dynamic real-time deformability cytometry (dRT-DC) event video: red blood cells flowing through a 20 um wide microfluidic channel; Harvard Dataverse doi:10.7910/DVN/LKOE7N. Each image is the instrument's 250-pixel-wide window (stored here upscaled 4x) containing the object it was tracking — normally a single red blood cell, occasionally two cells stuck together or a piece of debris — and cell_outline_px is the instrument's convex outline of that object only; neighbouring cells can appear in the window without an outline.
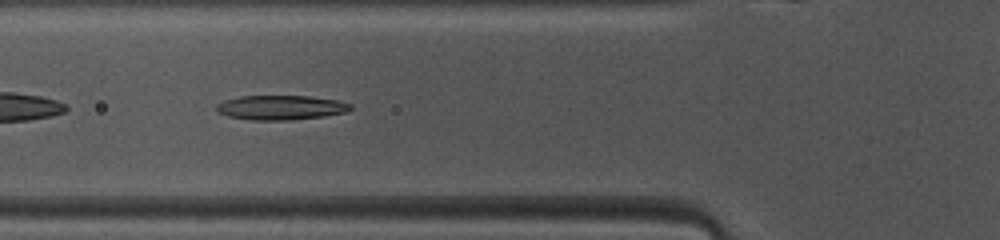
{"species": "common noctule bat (a hibernating species)", "species_latin": "Nyctalus noctula", "temperature_condition": "warm", "stored_images_in_passage": 45, "camera_frame_rate_fps": 3000, "um_per_image_px": 0.085, "animal": {"sex": "female", "body_mass_g": 10.0, "forearm_length_mm": 53.1}, "frame": {"image": 1, "passage_image": 14, "time_ms": 4.333, "image_size_px": [1000, 240], "cell_outline_px": [[352, 108], [348, 112], [324, 116], [288, 120], [252, 120], [228, 116], [216, 112], [216, 104], [224, 100], [240, 96], [308, 96], [340, 100], [352, 104]], "centroid_in_image_um": [23.88, 9.14], "position_along_channel_um": 101.9, "area_um2": 19.31}}
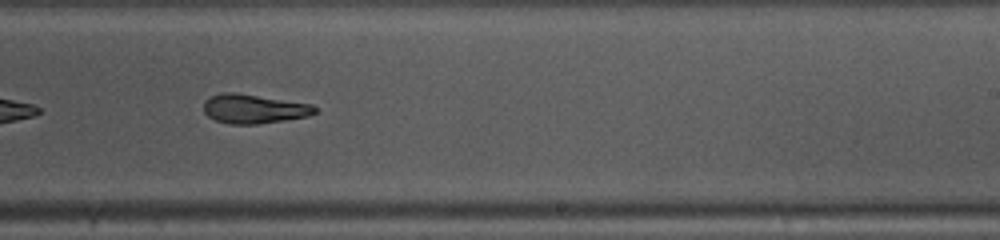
{"frame": {"image": 2, "passage_image": 26, "time_ms": 8.333, "image_size_px": [1000, 240], "cell_outline_px": [[316, 112], [308, 116], [284, 120], [256, 124], [228, 124], [216, 120], [208, 116], [204, 112], [204, 100], [212, 96], [224, 92], [232, 92], [312, 104], [316, 108]], "centroid_in_image_um": [21.56, 9.25], "position_along_channel_um": 267.4, "area_um2": 18.67}}
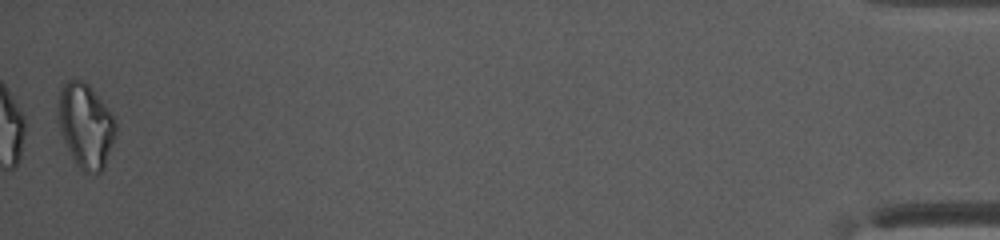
{"frame": {"image": 3, "passage_image": 45, "time_ms": 14.667, "image_size_px": [1000, 240], "cell_outline_px": [[116, 132], [104, 168], [100, 172], [84, 172], [76, 164], [60, 132], [56, 112], [60, 88], [68, 80], [84, 80], [92, 88], [116, 116]], "centroid_in_image_um": [7.28, 10.63], "position_along_channel_um": 427.9, "area_um2": 28.61}, "authors_computed_cell_mechanics": {"area_um2": 20.0566, "velocity_mm_per_s": 4.1259, "shape_relaxation_time_tau1_ms": 10.1862, "shape_relaxation_time_tau2_ms": null, "deformation_change_tau1": 0.2826, "deformation_change_tau2": null}}